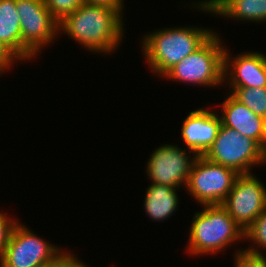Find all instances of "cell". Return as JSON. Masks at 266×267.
<instances>
[{
  "mask_svg": "<svg viewBox=\"0 0 266 267\" xmlns=\"http://www.w3.org/2000/svg\"><path fill=\"white\" fill-rule=\"evenodd\" d=\"M121 13L113 8L83 3L59 22L63 31L95 53H110L119 46L123 36Z\"/></svg>",
  "mask_w": 266,
  "mask_h": 267,
  "instance_id": "obj_1",
  "label": "cell"
},
{
  "mask_svg": "<svg viewBox=\"0 0 266 267\" xmlns=\"http://www.w3.org/2000/svg\"><path fill=\"white\" fill-rule=\"evenodd\" d=\"M211 31L195 27L158 29L145 36L142 51L153 71L164 76L184 57L199 48L214 33Z\"/></svg>",
  "mask_w": 266,
  "mask_h": 267,
  "instance_id": "obj_2",
  "label": "cell"
},
{
  "mask_svg": "<svg viewBox=\"0 0 266 267\" xmlns=\"http://www.w3.org/2000/svg\"><path fill=\"white\" fill-rule=\"evenodd\" d=\"M194 214L190 229L189 248L193 255L216 253L244 238V230L221 204L202 205Z\"/></svg>",
  "mask_w": 266,
  "mask_h": 267,
  "instance_id": "obj_3",
  "label": "cell"
},
{
  "mask_svg": "<svg viewBox=\"0 0 266 267\" xmlns=\"http://www.w3.org/2000/svg\"><path fill=\"white\" fill-rule=\"evenodd\" d=\"M221 39L213 33L193 53L173 66L164 77L204 86H217L224 81V51Z\"/></svg>",
  "mask_w": 266,
  "mask_h": 267,
  "instance_id": "obj_4",
  "label": "cell"
},
{
  "mask_svg": "<svg viewBox=\"0 0 266 267\" xmlns=\"http://www.w3.org/2000/svg\"><path fill=\"white\" fill-rule=\"evenodd\" d=\"M22 33V60L32 59L59 34V21L44 0H16Z\"/></svg>",
  "mask_w": 266,
  "mask_h": 267,
  "instance_id": "obj_5",
  "label": "cell"
},
{
  "mask_svg": "<svg viewBox=\"0 0 266 267\" xmlns=\"http://www.w3.org/2000/svg\"><path fill=\"white\" fill-rule=\"evenodd\" d=\"M203 156L209 161L231 168L239 174L250 173V166L265 163L259 144L255 140L222 124L217 138Z\"/></svg>",
  "mask_w": 266,
  "mask_h": 267,
  "instance_id": "obj_6",
  "label": "cell"
},
{
  "mask_svg": "<svg viewBox=\"0 0 266 267\" xmlns=\"http://www.w3.org/2000/svg\"><path fill=\"white\" fill-rule=\"evenodd\" d=\"M239 173L235 170L197 156L186 188L202 205L222 204L233 188Z\"/></svg>",
  "mask_w": 266,
  "mask_h": 267,
  "instance_id": "obj_7",
  "label": "cell"
},
{
  "mask_svg": "<svg viewBox=\"0 0 266 267\" xmlns=\"http://www.w3.org/2000/svg\"><path fill=\"white\" fill-rule=\"evenodd\" d=\"M59 251V247L38 238L17 221L0 257V266L41 267L57 259L63 253Z\"/></svg>",
  "mask_w": 266,
  "mask_h": 267,
  "instance_id": "obj_8",
  "label": "cell"
},
{
  "mask_svg": "<svg viewBox=\"0 0 266 267\" xmlns=\"http://www.w3.org/2000/svg\"><path fill=\"white\" fill-rule=\"evenodd\" d=\"M221 205L245 231L266 209V189L254 174H239Z\"/></svg>",
  "mask_w": 266,
  "mask_h": 267,
  "instance_id": "obj_9",
  "label": "cell"
},
{
  "mask_svg": "<svg viewBox=\"0 0 266 267\" xmlns=\"http://www.w3.org/2000/svg\"><path fill=\"white\" fill-rule=\"evenodd\" d=\"M187 156L186 151L174 145L164 144L148 159L147 174L153 184L179 188L187 185L192 165L197 157ZM190 159V160H189ZM183 183V184H182Z\"/></svg>",
  "mask_w": 266,
  "mask_h": 267,
  "instance_id": "obj_10",
  "label": "cell"
},
{
  "mask_svg": "<svg viewBox=\"0 0 266 267\" xmlns=\"http://www.w3.org/2000/svg\"><path fill=\"white\" fill-rule=\"evenodd\" d=\"M221 118L207 109L189 113L183 122L181 135L189 152L203 156L217 138Z\"/></svg>",
  "mask_w": 266,
  "mask_h": 267,
  "instance_id": "obj_11",
  "label": "cell"
},
{
  "mask_svg": "<svg viewBox=\"0 0 266 267\" xmlns=\"http://www.w3.org/2000/svg\"><path fill=\"white\" fill-rule=\"evenodd\" d=\"M230 58L229 52L225 50L223 77L229 78L231 87H266V56L264 54L246 52L233 58V61H230Z\"/></svg>",
  "mask_w": 266,
  "mask_h": 267,
  "instance_id": "obj_12",
  "label": "cell"
},
{
  "mask_svg": "<svg viewBox=\"0 0 266 267\" xmlns=\"http://www.w3.org/2000/svg\"><path fill=\"white\" fill-rule=\"evenodd\" d=\"M221 124L260 144L265 129L266 119L256 115L231 94L222 104Z\"/></svg>",
  "mask_w": 266,
  "mask_h": 267,
  "instance_id": "obj_13",
  "label": "cell"
},
{
  "mask_svg": "<svg viewBox=\"0 0 266 267\" xmlns=\"http://www.w3.org/2000/svg\"><path fill=\"white\" fill-rule=\"evenodd\" d=\"M0 42L22 60V33L16 0H0Z\"/></svg>",
  "mask_w": 266,
  "mask_h": 267,
  "instance_id": "obj_14",
  "label": "cell"
},
{
  "mask_svg": "<svg viewBox=\"0 0 266 267\" xmlns=\"http://www.w3.org/2000/svg\"><path fill=\"white\" fill-rule=\"evenodd\" d=\"M178 188L151 184L145 195L144 207L147 215L155 221L166 220L178 207Z\"/></svg>",
  "mask_w": 266,
  "mask_h": 267,
  "instance_id": "obj_15",
  "label": "cell"
},
{
  "mask_svg": "<svg viewBox=\"0 0 266 267\" xmlns=\"http://www.w3.org/2000/svg\"><path fill=\"white\" fill-rule=\"evenodd\" d=\"M216 14L242 21H265L266 0H229Z\"/></svg>",
  "mask_w": 266,
  "mask_h": 267,
  "instance_id": "obj_16",
  "label": "cell"
},
{
  "mask_svg": "<svg viewBox=\"0 0 266 267\" xmlns=\"http://www.w3.org/2000/svg\"><path fill=\"white\" fill-rule=\"evenodd\" d=\"M232 96L266 119V87H232Z\"/></svg>",
  "mask_w": 266,
  "mask_h": 267,
  "instance_id": "obj_17",
  "label": "cell"
},
{
  "mask_svg": "<svg viewBox=\"0 0 266 267\" xmlns=\"http://www.w3.org/2000/svg\"><path fill=\"white\" fill-rule=\"evenodd\" d=\"M244 237L266 249V209L245 229Z\"/></svg>",
  "mask_w": 266,
  "mask_h": 267,
  "instance_id": "obj_18",
  "label": "cell"
},
{
  "mask_svg": "<svg viewBox=\"0 0 266 267\" xmlns=\"http://www.w3.org/2000/svg\"><path fill=\"white\" fill-rule=\"evenodd\" d=\"M51 14L60 22L66 15L73 13L84 0H44Z\"/></svg>",
  "mask_w": 266,
  "mask_h": 267,
  "instance_id": "obj_19",
  "label": "cell"
},
{
  "mask_svg": "<svg viewBox=\"0 0 266 267\" xmlns=\"http://www.w3.org/2000/svg\"><path fill=\"white\" fill-rule=\"evenodd\" d=\"M235 255V267H266V257L256 248L240 250Z\"/></svg>",
  "mask_w": 266,
  "mask_h": 267,
  "instance_id": "obj_20",
  "label": "cell"
},
{
  "mask_svg": "<svg viewBox=\"0 0 266 267\" xmlns=\"http://www.w3.org/2000/svg\"><path fill=\"white\" fill-rule=\"evenodd\" d=\"M16 223L17 221L15 222L11 218H8L4 213H0V257L4 253Z\"/></svg>",
  "mask_w": 266,
  "mask_h": 267,
  "instance_id": "obj_21",
  "label": "cell"
},
{
  "mask_svg": "<svg viewBox=\"0 0 266 267\" xmlns=\"http://www.w3.org/2000/svg\"><path fill=\"white\" fill-rule=\"evenodd\" d=\"M15 59L17 60V58L0 42V73L10 68Z\"/></svg>",
  "mask_w": 266,
  "mask_h": 267,
  "instance_id": "obj_22",
  "label": "cell"
},
{
  "mask_svg": "<svg viewBox=\"0 0 266 267\" xmlns=\"http://www.w3.org/2000/svg\"><path fill=\"white\" fill-rule=\"evenodd\" d=\"M229 0H207L200 1L197 5V8H200L201 11H207L209 13H217ZM202 2V3H201Z\"/></svg>",
  "mask_w": 266,
  "mask_h": 267,
  "instance_id": "obj_23",
  "label": "cell"
},
{
  "mask_svg": "<svg viewBox=\"0 0 266 267\" xmlns=\"http://www.w3.org/2000/svg\"><path fill=\"white\" fill-rule=\"evenodd\" d=\"M84 3L103 5L118 10L122 13L123 0H84Z\"/></svg>",
  "mask_w": 266,
  "mask_h": 267,
  "instance_id": "obj_24",
  "label": "cell"
},
{
  "mask_svg": "<svg viewBox=\"0 0 266 267\" xmlns=\"http://www.w3.org/2000/svg\"><path fill=\"white\" fill-rule=\"evenodd\" d=\"M74 258L73 255L70 253H62L57 259L53 262L45 264L41 267H65L72 259Z\"/></svg>",
  "mask_w": 266,
  "mask_h": 267,
  "instance_id": "obj_25",
  "label": "cell"
},
{
  "mask_svg": "<svg viewBox=\"0 0 266 267\" xmlns=\"http://www.w3.org/2000/svg\"><path fill=\"white\" fill-rule=\"evenodd\" d=\"M259 148H260L262 158H263L264 162L266 163V124H265V129L263 132L262 140L259 144Z\"/></svg>",
  "mask_w": 266,
  "mask_h": 267,
  "instance_id": "obj_26",
  "label": "cell"
},
{
  "mask_svg": "<svg viewBox=\"0 0 266 267\" xmlns=\"http://www.w3.org/2000/svg\"><path fill=\"white\" fill-rule=\"evenodd\" d=\"M65 267H88L74 257Z\"/></svg>",
  "mask_w": 266,
  "mask_h": 267,
  "instance_id": "obj_27",
  "label": "cell"
}]
</instances>
